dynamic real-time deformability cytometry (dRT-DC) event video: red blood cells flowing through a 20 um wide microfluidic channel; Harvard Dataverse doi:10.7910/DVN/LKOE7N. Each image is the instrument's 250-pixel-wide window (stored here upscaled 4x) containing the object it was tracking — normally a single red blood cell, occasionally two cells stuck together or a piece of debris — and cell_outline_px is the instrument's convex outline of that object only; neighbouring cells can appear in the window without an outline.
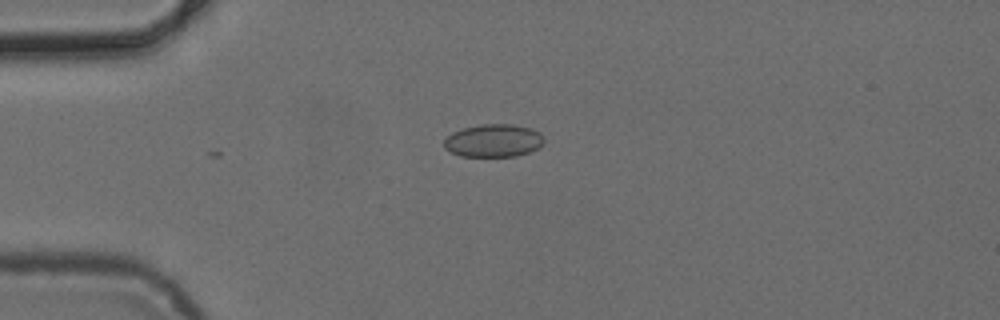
{"species": "common noctule bat (a hibernating species)", "species_latin": "Nyctalus noctula", "temperature_condition": "cold", "stored_images_in_passage": 6, "camera_frame_rate_fps": 3000, "um_per_image_px": 0.085, "animal": {"sex": "female", "body_mass_g": 24.6, "forearm_length_mm": 56.2}, "frame": {"image": 1, "passage_image": 4, "time_ms": 3.667, "image_size_px": [1000, 320], "cell_outline_px": [[544, 144], [528, 152], [516, 156], [460, 156], [444, 148], [444, 140], [452, 132], [464, 128], [484, 124], [512, 124], [528, 128], [540, 132], [544, 136]], "centroid_in_image_um": [41.95, 11.95], "position_along_channel_um": 43.0, "area_um2": 19.02}}
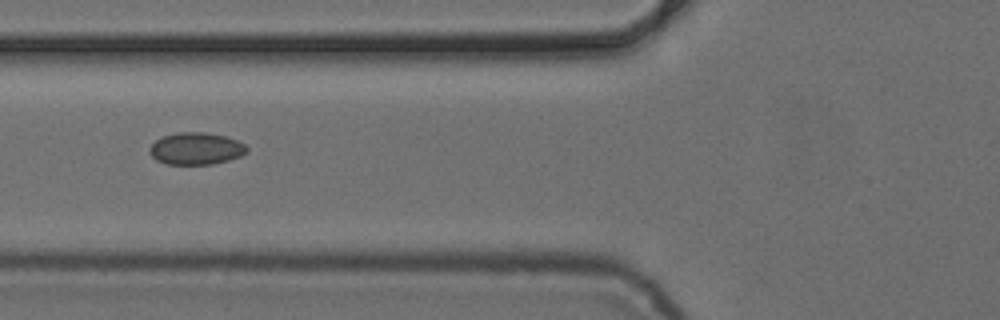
{"frame": {"image": 2, "passage_image": 6, "time_ms": 6.0, "image_size_px": [1000, 320], "cell_outline_px": [[248, 152], [240, 156], [228, 160], [212, 164], [164, 164], [156, 160], [148, 152], [148, 148], [160, 136], [180, 132], [204, 132], [224, 136], [236, 140], [244, 144], [248, 148]], "centroid_in_image_um": [16.63, 12.63], "position_along_channel_um": 109.2, "area_um2": 18.26}}